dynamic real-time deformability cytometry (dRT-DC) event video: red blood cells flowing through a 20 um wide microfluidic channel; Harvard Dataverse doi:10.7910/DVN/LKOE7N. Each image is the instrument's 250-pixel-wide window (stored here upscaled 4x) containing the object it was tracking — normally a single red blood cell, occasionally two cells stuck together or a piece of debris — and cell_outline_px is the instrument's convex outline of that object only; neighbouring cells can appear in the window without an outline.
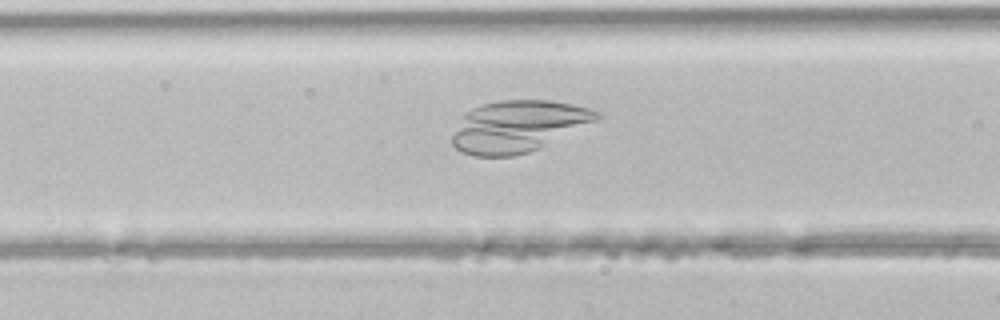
{"species": "common noctule bat (a hibernating species)", "species_latin": "Nyctalus noctula", "temperature_condition": "room temperature", "stored_images_in_passage": 41, "camera_frame_rate_fps": 3000, "um_per_image_px": 0.085, "animal": {"sex": "male", "body_mass_g": 21.5, "forearm_length_mm": 52.0}, "frame": {"image": 1, "passage_image": 19, "time_ms": 6.0, "image_size_px": [1000, 320], "cell_outline_px": [[604, 116], [596, 120], [528, 152], [512, 156], [476, 156], [460, 152], [452, 144], [452, 136], [464, 112], [480, 104], [500, 100], [548, 100], [572, 104], [588, 108], [600, 112]], "centroid_in_image_um": [43.98, 10.72], "position_along_channel_um": 122.6, "area_um2": 42.95}}
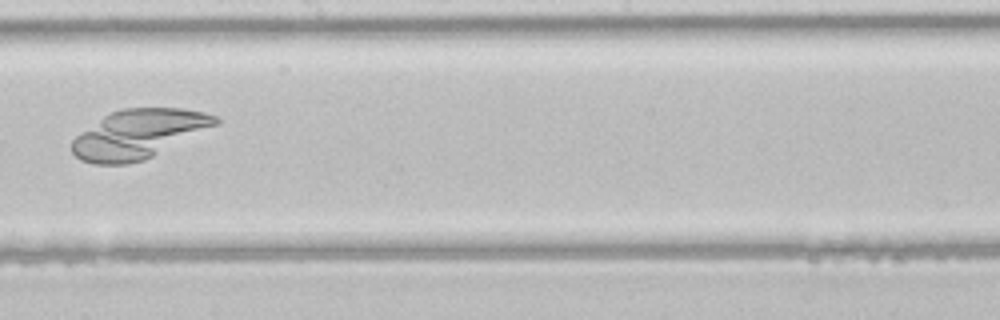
{"frame": {"image": 2, "passage_image": 27, "time_ms": 8.667, "image_size_px": [1000, 320], "cell_outline_px": [[220, 124], [144, 160], [128, 164], [96, 164], [80, 160], [72, 152], [72, 140], [80, 132], [104, 116], [112, 112], [124, 108], [184, 108], [204, 112], [216, 116], [220, 120]], "centroid_in_image_um": [11.8, 11.39], "position_along_channel_um": 236.4, "area_um2": 40.86}}
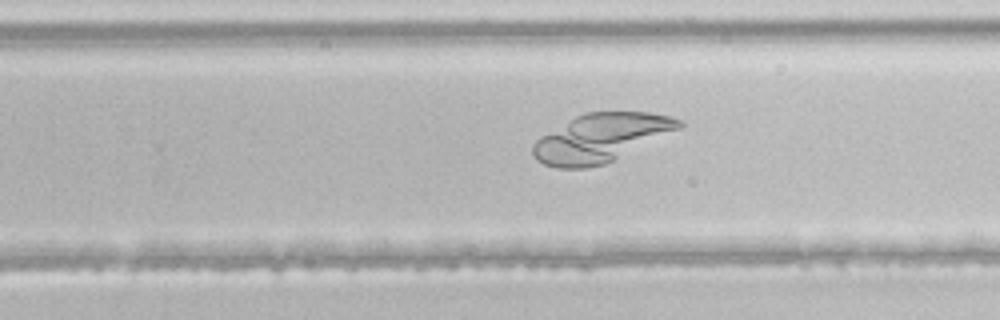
{"frame": {"image": 3, "passage_image": 30, "time_ms": 9.667, "image_size_px": [1000, 320], "cell_outline_px": [[684, 124], [680, 128], [604, 164], [588, 168], [556, 168], [544, 164], [536, 160], [532, 152], [532, 144], [540, 136], [576, 116], [584, 112], [648, 112], [672, 116], [680, 120]], "centroid_in_image_um": [51.03, 11.71], "position_along_channel_um": 278.8, "area_um2": 40.75}}